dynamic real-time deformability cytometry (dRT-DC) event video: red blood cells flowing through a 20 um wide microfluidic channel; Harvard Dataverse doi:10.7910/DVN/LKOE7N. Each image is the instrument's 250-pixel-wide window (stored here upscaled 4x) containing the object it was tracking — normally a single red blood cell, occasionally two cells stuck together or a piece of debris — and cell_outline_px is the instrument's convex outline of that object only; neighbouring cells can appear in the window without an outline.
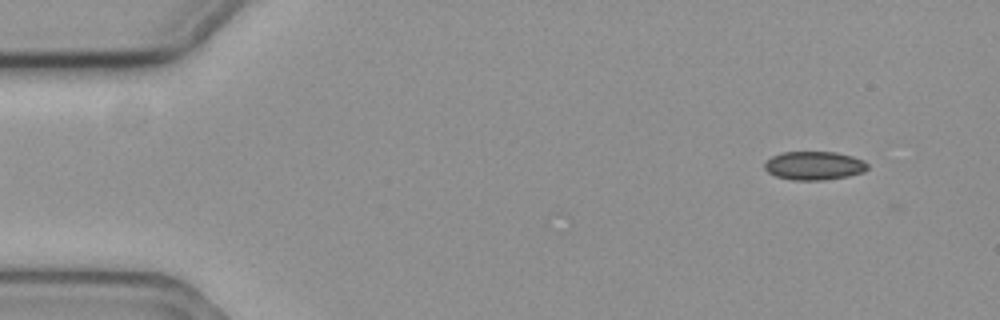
{"species": "common noctule bat (a hibernating species)", "species_latin": "Nyctalus noctula", "temperature_condition": "cold", "stored_images_in_passage": 13, "camera_frame_rate_fps": 3000, "um_per_image_px": 0.085, "animal": {"sex": "female", "body_mass_g": 19.3, "forearm_length_mm": 54.1}, "frame": {"image": 1, "passage_image": 2, "time_ms": 0.333, "image_size_px": [1000, 320], "cell_outline_px": [[868, 168], [864, 172], [848, 176], [824, 180], [792, 180], [776, 176], [768, 172], [764, 168], [764, 164], [772, 156], [780, 152], [836, 152], [852, 156], [864, 160], [868, 164]], "centroid_in_image_um": [69.21, 14.08], "position_along_channel_um": 15.8, "area_um2": 17.22}}
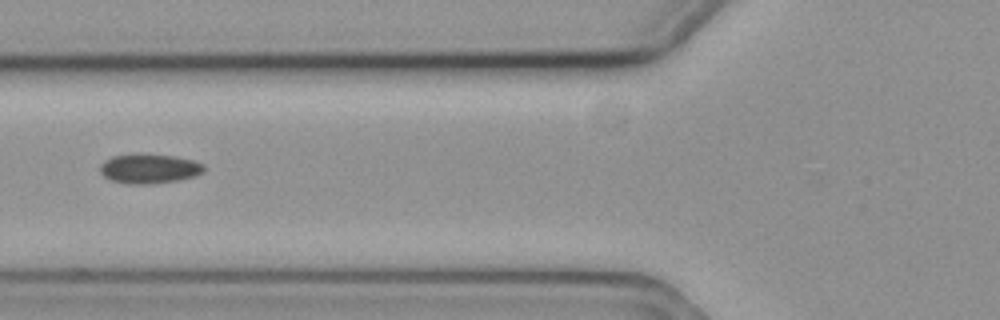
{"frame": {"image": 2, "passage_image": 6, "time_ms": 1.667, "image_size_px": [1000, 320], "cell_outline_px": [[204, 172], [196, 176], [180, 180], [152, 184], [128, 184], [112, 180], [104, 176], [100, 172], [100, 164], [104, 160], [112, 156], [172, 156], [192, 160], [204, 164]], "centroid_in_image_um": [12.71, 14.38], "position_along_channel_um": 113.1, "area_um2": 17.4}}
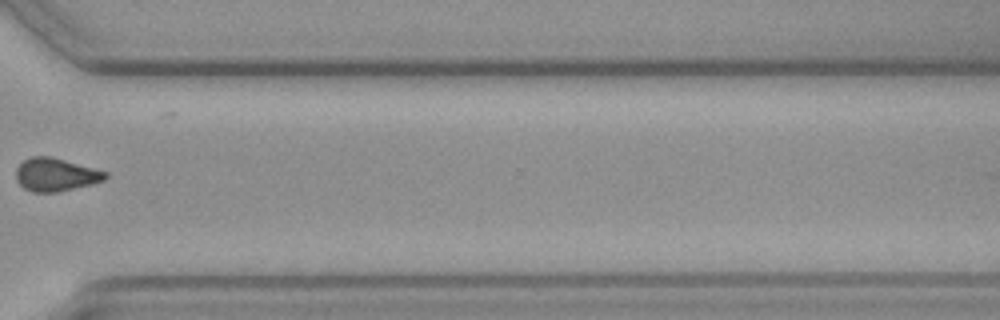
{"frame": {"image": 3, "passage_image": 12, "time_ms": 3.667, "image_size_px": [1000, 320], "cell_outline_px": [[108, 176], [104, 180], [92, 184], [56, 192], [32, 192], [24, 188], [16, 180], [16, 168], [24, 160], [32, 156], [52, 156], [108, 172]], "centroid_in_image_um": [4.73, 14.84], "position_along_channel_um": 365.9, "area_um2": 17.22}}